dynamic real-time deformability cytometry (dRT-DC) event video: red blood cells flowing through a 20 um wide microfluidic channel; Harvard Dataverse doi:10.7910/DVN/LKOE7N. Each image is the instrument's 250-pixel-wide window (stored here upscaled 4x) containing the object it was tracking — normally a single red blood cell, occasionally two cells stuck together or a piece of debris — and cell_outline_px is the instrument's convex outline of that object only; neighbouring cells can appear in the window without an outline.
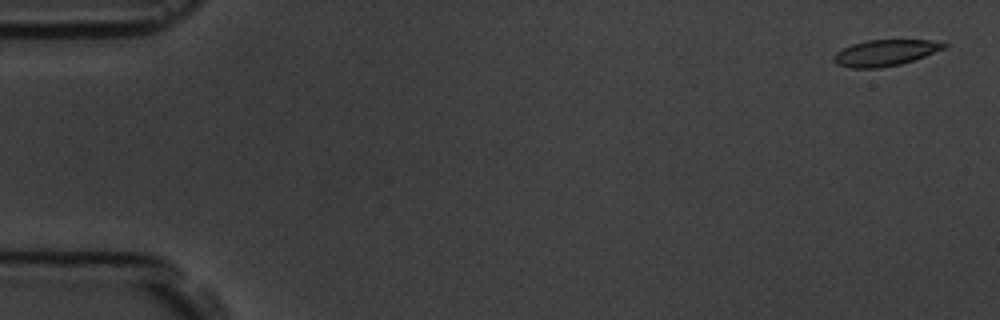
{"species": "common noctule bat (a hibernating species)", "species_latin": "Nyctalus noctula", "temperature_condition": "room temperature", "stored_images_in_passage": 5, "camera_frame_rate_fps": 3000, "um_per_image_px": 0.085, "animal": {"sex": "male", "body_mass_g": 19.5, "forearm_length_mm": 54.6}, "frame": {"image": 1, "passage_image": 1, "time_ms": 0.0, "image_size_px": [1000, 320], "cell_outline_px": [[948, 44], [944, 48], [924, 56], [900, 64], [880, 68], [848, 68], [836, 64], [832, 60], [832, 56], [836, 52], [852, 44], [868, 40], [932, 40]], "centroid_in_image_um": [75.18, 4.49], "position_along_channel_um": 9.8, "area_um2": 16.7}}
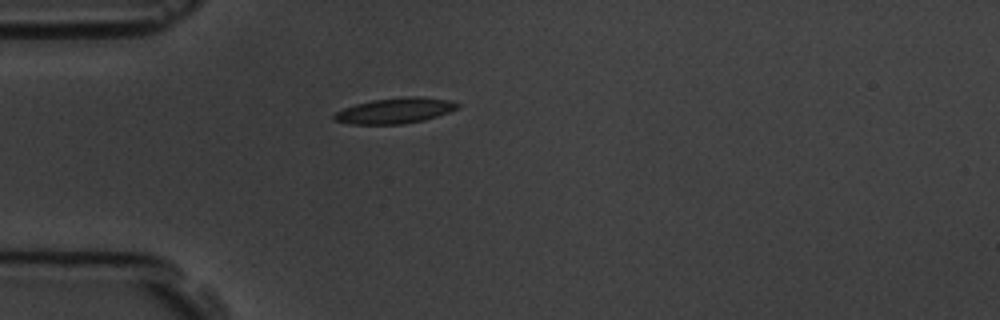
{"frame": {"image": 2, "passage_image": 5, "time_ms": 4.667, "image_size_px": [1000, 320], "cell_outline_px": [[460, 108], [424, 120], [400, 124], [348, 124], [332, 120], [332, 116], [336, 112], [344, 108], [356, 104], [372, 100], [404, 96], [420, 96], [452, 100], [460, 104]], "centroid_in_image_um": [33.58, 9.4], "position_along_channel_um": 51.4, "area_um2": 18.55}}